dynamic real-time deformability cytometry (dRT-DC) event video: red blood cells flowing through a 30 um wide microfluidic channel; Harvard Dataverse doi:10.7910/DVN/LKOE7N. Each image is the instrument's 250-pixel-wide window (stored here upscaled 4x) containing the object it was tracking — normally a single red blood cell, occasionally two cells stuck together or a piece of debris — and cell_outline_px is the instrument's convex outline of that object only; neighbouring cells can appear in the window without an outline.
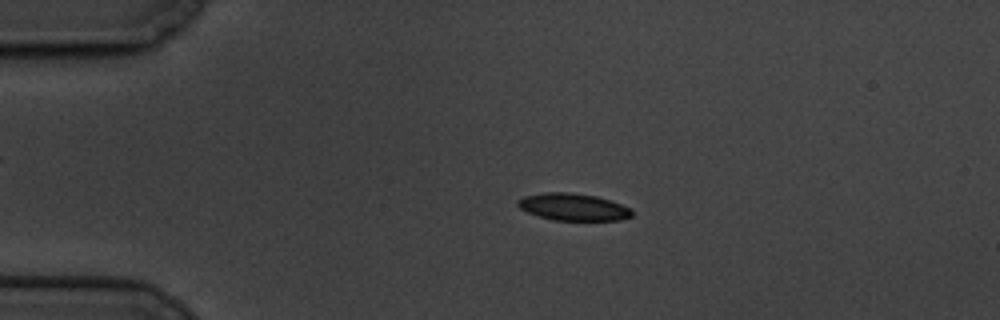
{"species": "common noctule bat (a hibernating species)", "species_latin": "Nyctalus noctula", "temperature_condition": "cold", "stored_images_in_passage": 61, "camera_frame_rate_fps": 3000, "um_per_image_px": 0.085, "animal": {"sex": "male", "body_mass_g": 19.5, "forearm_length_mm": 54.6}, "frame": {"image": 1, "passage_image": 13, "time_ms": 4.0, "image_size_px": [1000, 320], "cell_outline_px": [[632, 216], [620, 220], [556, 220], [540, 216], [528, 212], [520, 208], [516, 204], [516, 200], [524, 196], [544, 192], [568, 192], [596, 196], [632, 208]], "centroid_in_image_um": [48.71, 17.58], "position_along_channel_um": 36.3, "area_um2": 17.92}}
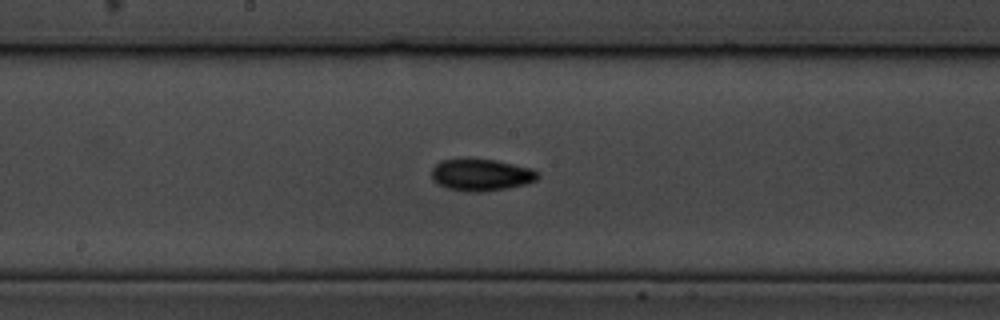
{"frame": {"image": 2, "passage_image": 32, "time_ms": 10.333, "image_size_px": [1000, 320], "cell_outline_px": [[540, 176], [536, 180], [524, 184], [508, 188], [480, 192], [464, 192], [448, 188], [436, 184], [432, 180], [432, 168], [440, 160], [496, 160], [532, 168], [540, 172]], "centroid_in_image_um": [40.91, 14.88], "position_along_channel_um": 207.3, "area_um2": 19.71}}
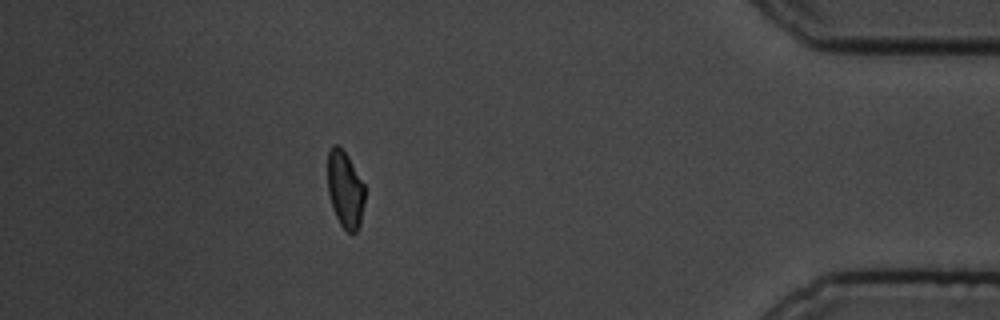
{"frame": {"image": 3, "passage_image": 54, "time_ms": 17.667, "image_size_px": [1000, 320], "cell_outline_px": [[364, 204], [360, 224], [356, 232], [348, 232], [340, 224], [332, 208], [328, 192], [328, 152], [332, 144], [336, 144], [348, 156], [364, 184]], "centroid_in_image_um": [29.33, 16.11], "position_along_channel_um": 405.9, "area_um2": 16.53}, "authors_computed_cell_mechanics": {"area_um2": 17.8602, "velocity_mm_per_s": 3.3184, "shape_relaxation_time_tau1_ms": 3.5174, "shape_relaxation_time_tau2_ms": 7.0718, "deformation_change_tau1": 0.0996, "deformation_change_tau2": 0.1145}}